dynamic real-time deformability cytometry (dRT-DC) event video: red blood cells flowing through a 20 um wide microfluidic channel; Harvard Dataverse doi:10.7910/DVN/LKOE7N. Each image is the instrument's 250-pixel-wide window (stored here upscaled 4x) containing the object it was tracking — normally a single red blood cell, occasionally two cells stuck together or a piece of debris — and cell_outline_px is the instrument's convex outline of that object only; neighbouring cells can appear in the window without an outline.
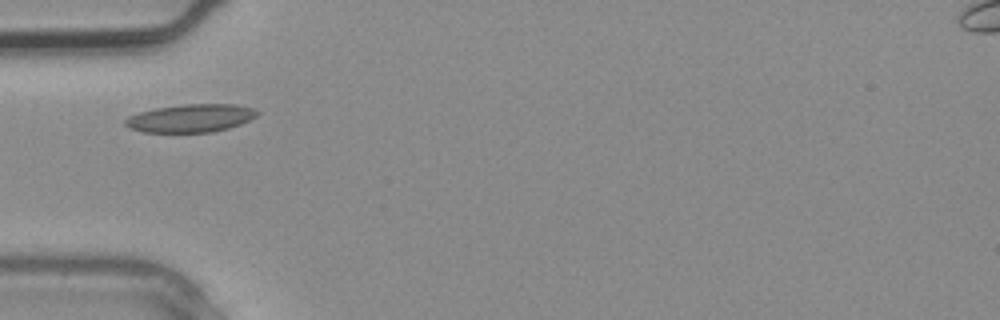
{"species": "common noctule bat (a hibernating species)", "species_latin": "Nyctalus noctula", "temperature_condition": "warm", "stored_images_in_passage": 2, "camera_frame_rate_fps": 3000, "um_per_image_px": 0.085, "animal": {"sex": "male", "body_mass_g": 20.4}, "frame": {"image": 1, "passage_image": 2, "time_ms": 0.333, "image_size_px": [1000, 320], "cell_outline_px": [[260, 112], [256, 116], [240, 124], [228, 128], [212, 132], [144, 132], [128, 128], [124, 124], [124, 120], [128, 116], [140, 112], [156, 108], [184, 104], [236, 104], [252, 108]], "centroid_in_image_um": [16.19, 10.04], "position_along_channel_um": 68.8, "area_um2": 21.5}}